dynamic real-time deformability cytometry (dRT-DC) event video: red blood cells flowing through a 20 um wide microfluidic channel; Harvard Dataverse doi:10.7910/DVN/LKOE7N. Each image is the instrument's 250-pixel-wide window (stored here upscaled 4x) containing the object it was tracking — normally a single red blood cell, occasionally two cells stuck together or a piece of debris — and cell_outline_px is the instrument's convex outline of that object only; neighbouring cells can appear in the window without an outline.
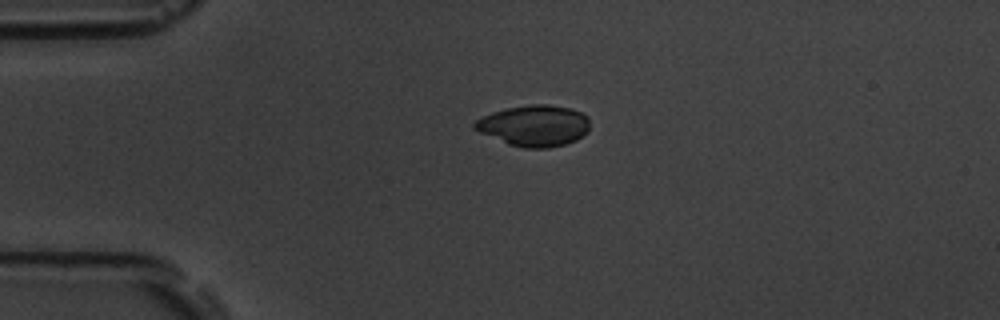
{"species": "common noctule bat (a hibernating species)", "species_latin": "Nyctalus noctula", "temperature_condition": "room temperature", "stored_images_in_passage": 42, "camera_frame_rate_fps": 3000, "um_per_image_px": 0.085, "animal": {"sex": "male", "body_mass_g": 19.5, "forearm_length_mm": 54.6}, "frame": {"image": 1, "passage_image": 1, "time_ms": 0.0, "image_size_px": [1000, 320], "cell_outline_px": [[588, 132], [576, 140], [564, 144], [548, 148], [524, 148], [508, 144], [480, 132], [472, 128], [472, 124], [476, 120], [492, 112], [508, 108], [532, 104], [548, 104], [568, 108], [580, 112], [588, 116]], "centroid_in_image_um": [45.4, 10.69], "position_along_channel_um": 39.6, "area_um2": 27.46}}
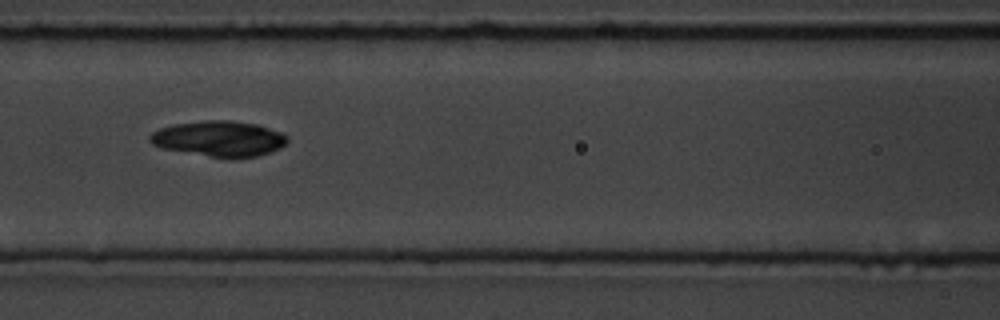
{"frame": {"image": 2, "passage_image": 12, "time_ms": 3.667, "image_size_px": [1000, 320], "cell_outline_px": [[288, 140], [280, 148], [256, 156], [232, 160], [228, 160], [160, 148], [152, 144], [148, 140], [148, 136], [152, 132], [160, 128], [172, 124], [204, 120], [228, 120], [256, 124], [280, 132], [288, 136]], "centroid_in_image_um": [18.58, 11.81], "position_along_channel_um": 148.0, "area_um2": 28.96}}
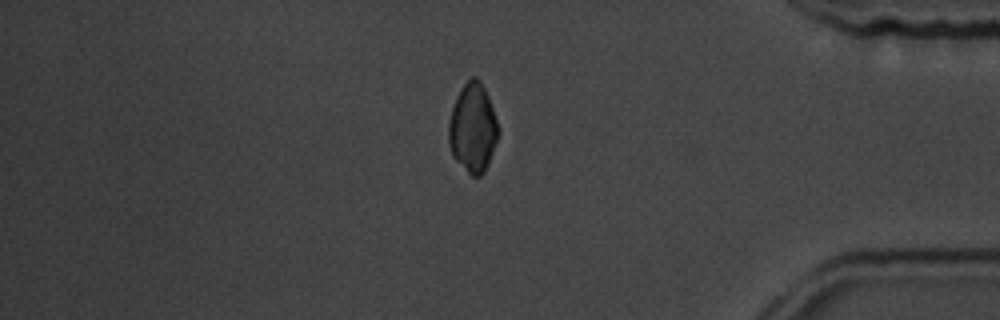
{"frame": {"image": 3, "passage_image": 34, "time_ms": 11.0, "image_size_px": [1000, 320], "cell_outline_px": [[500, 132], [488, 164], [484, 172], [480, 176], [472, 176], [452, 156], [448, 144], [448, 120], [456, 96], [464, 84], [472, 76], [476, 76], [480, 80], [488, 96], [500, 128]], "centroid_in_image_um": [40.18, 10.87], "position_along_channel_um": 395.0, "area_um2": 25.89}, "authors_computed_cell_mechanics": {"area_um2": 27.1949, "velocity_mm_per_s": 3.7768, "shape_relaxation_time_tau1_ms": 5.1003, "shape_relaxation_time_tau2_ms": null, "deformation_change_tau1": 0.1217, "deformation_change_tau2": null}}